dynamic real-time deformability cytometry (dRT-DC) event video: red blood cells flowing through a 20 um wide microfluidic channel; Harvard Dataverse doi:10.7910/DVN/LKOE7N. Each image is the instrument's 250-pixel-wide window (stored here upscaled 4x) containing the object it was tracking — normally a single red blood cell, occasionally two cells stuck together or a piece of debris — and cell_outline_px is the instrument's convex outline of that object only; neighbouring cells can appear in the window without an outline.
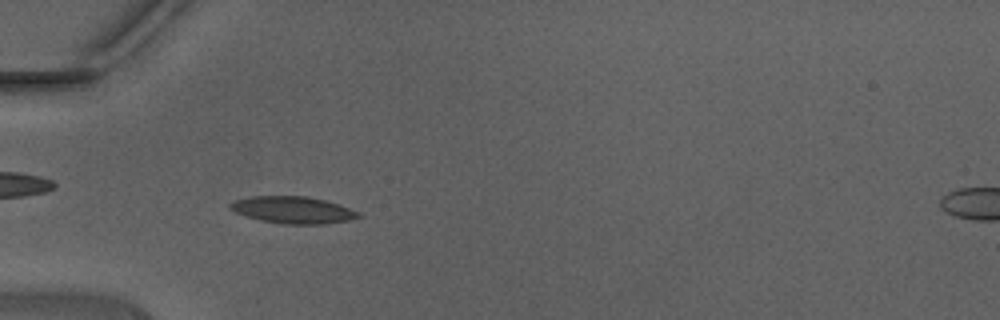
{"species": "Egyptian fruit bat (a non-hibernating species)", "species_latin": "Rousettus aegyptiacus", "temperature_condition": "warm", "stored_images_in_passage": 39, "camera_frame_rate_fps": 3000, "um_per_image_px": 0.085, "animal": {"sex": "male"}, "frame": {"image": 1, "passage_image": 7, "time_ms": 2.0, "image_size_px": [1000, 320], "cell_outline_px": [[360, 216], [348, 220], [324, 224], [284, 224], [260, 220], [236, 212], [228, 208], [228, 204], [236, 200], [252, 196], [304, 196], [324, 200], [360, 212]], "centroid_in_image_um": [24.87, 17.84], "position_along_channel_um": 60.1, "area_um2": 19.83}}
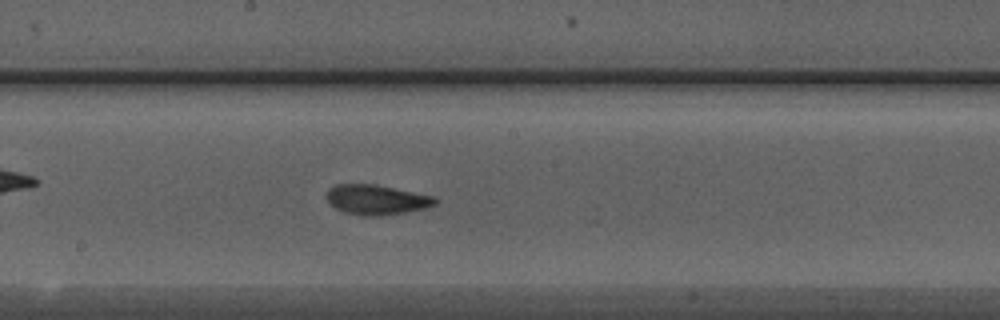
{"frame": {"image": 2, "passage_image": 18, "time_ms": 5.667, "image_size_px": [1000, 320], "cell_outline_px": [[440, 200], [436, 204], [424, 208], [404, 212], [380, 216], [364, 216], [344, 212], [336, 208], [328, 200], [328, 188], [336, 184], [376, 184], [436, 196]], "centroid_in_image_um": [32.05, 16.96], "position_along_channel_um": 216.1, "area_um2": 18.96}}
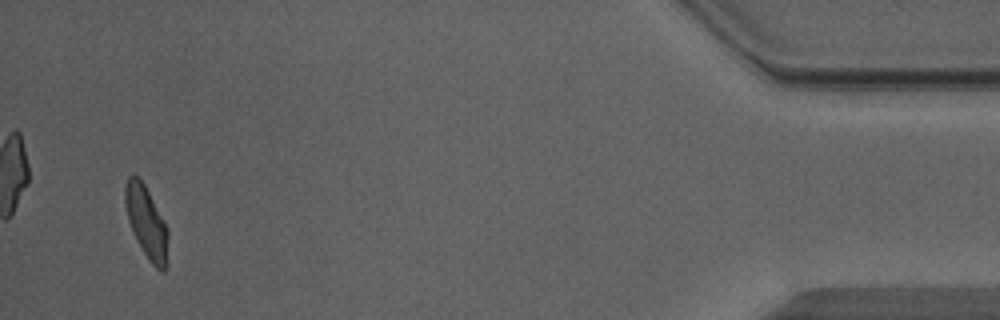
{"frame": {"image": 3, "passage_image": 37, "time_ms": 12.0, "image_size_px": [1000, 320], "cell_outline_px": [[168, 264], [164, 272], [160, 272], [148, 260], [128, 220], [124, 204], [124, 188], [128, 176], [136, 176], [144, 184], [168, 228]], "centroid_in_image_um": [12.47, 18.94], "position_along_channel_um": 422.7, "area_um2": 17.92}, "authors_computed_cell_mechanics": {"area_um2": 18.5538, "velocity_mm_per_s": 4.4407, "shape_relaxation_time_tau1_ms": 3.205, "shape_relaxation_time_tau2_ms": 1.4833, "deformation_change_tau1": 0.1638, "deformation_change_tau2": 0.0836}}